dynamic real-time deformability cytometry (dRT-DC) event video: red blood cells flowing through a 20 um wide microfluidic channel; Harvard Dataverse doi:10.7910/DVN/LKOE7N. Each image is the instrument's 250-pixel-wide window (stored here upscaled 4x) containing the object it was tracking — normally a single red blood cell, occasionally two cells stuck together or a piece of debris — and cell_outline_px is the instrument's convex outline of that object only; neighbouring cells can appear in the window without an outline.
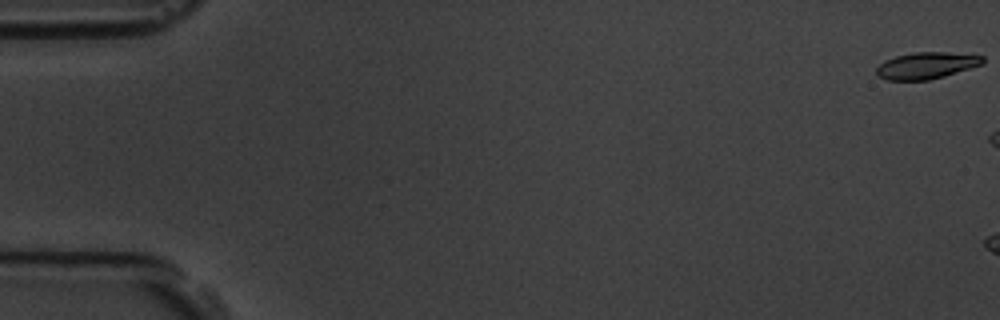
{"species": "common noctule bat (a hibernating species)", "species_latin": "Nyctalus noctula", "temperature_condition": "room temperature", "stored_images_in_passage": 3, "camera_frame_rate_fps": 3000, "um_per_image_px": 0.085, "animal": {"sex": "male", "body_mass_g": 19.5, "forearm_length_mm": 54.6}, "frame": {"image": 1, "passage_image": 1, "time_ms": 0.0, "image_size_px": [1000, 320], "cell_outline_px": [[984, 60], [980, 64], [944, 76], [928, 80], [888, 80], [876, 76], [876, 68], [884, 60], [896, 56], [916, 52], [944, 52], [984, 56]], "centroid_in_image_um": [78.67, 5.57], "position_along_channel_um": 6.3, "area_um2": 16.24}}